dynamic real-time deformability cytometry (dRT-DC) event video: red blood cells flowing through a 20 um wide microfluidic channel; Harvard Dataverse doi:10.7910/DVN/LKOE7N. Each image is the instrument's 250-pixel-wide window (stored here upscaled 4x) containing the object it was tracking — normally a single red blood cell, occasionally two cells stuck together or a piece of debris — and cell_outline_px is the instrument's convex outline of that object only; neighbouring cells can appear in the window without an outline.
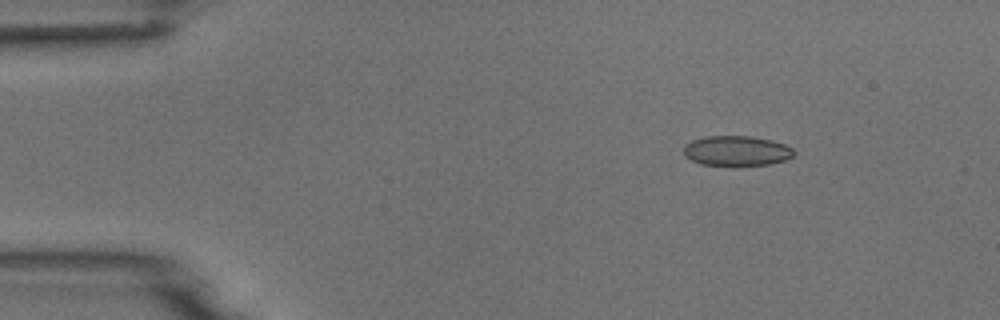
{"species": "common noctule bat (a hibernating species)", "species_latin": "Nyctalus noctula", "temperature_condition": "room temperature", "stored_images_in_passage": 6, "camera_frame_rate_fps": 3000, "um_per_image_px": 0.085, "animal": {"sex": "male", "body_mass_g": 18.8}, "frame": {"image": 1, "passage_image": 2, "time_ms": 1.333, "image_size_px": [1000, 320], "cell_outline_px": [[796, 152], [792, 156], [784, 160], [768, 164], [736, 168], [732, 168], [700, 164], [684, 156], [684, 144], [692, 140], [704, 136], [752, 136], [772, 140], [784, 144], [792, 148]], "centroid_in_image_um": [62.58, 12.86], "position_along_channel_um": 22.4, "area_um2": 20.06}}
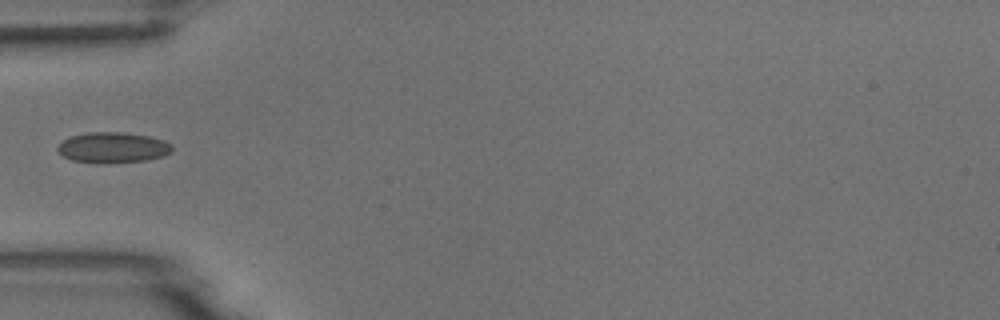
{"frame": {"image": 2, "passage_image": 5, "time_ms": 4.667, "image_size_px": [1000, 320], "cell_outline_px": [[172, 152], [164, 156], [144, 160], [108, 164], [96, 164], [72, 160], [64, 156], [56, 148], [64, 140], [72, 136], [88, 132], [124, 132], [148, 136], [164, 140], [172, 144]], "centroid_in_image_um": [9.61, 12.55], "position_along_channel_um": 75.4, "area_um2": 20.58}}